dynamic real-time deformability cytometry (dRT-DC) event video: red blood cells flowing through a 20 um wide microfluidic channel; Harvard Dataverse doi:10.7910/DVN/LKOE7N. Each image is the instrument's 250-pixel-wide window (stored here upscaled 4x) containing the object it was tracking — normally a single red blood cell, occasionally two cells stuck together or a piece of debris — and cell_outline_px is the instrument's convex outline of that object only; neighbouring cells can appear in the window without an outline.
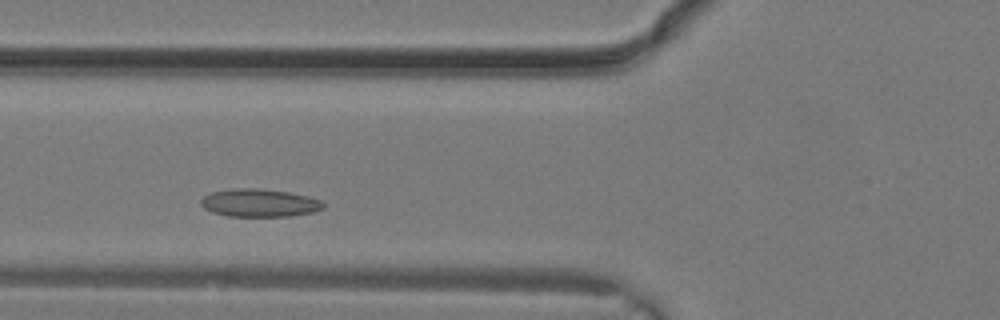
{"species": "common noctule bat (a hibernating species)", "species_latin": "Nyctalus noctula", "temperature_condition": "warm", "stored_images_in_passage": 12, "camera_frame_rate_fps": 3000, "um_per_image_px": 0.085, "animal": {"sex": "male", "body_mass_g": 19.2, "forearm_length_mm": 51.8}, "frame": {"image": 1, "passage_image": 5, "time_ms": 1.333, "image_size_px": [1000, 320], "cell_outline_px": [[324, 208], [312, 212], [288, 216], [228, 216], [212, 212], [204, 208], [200, 204], [200, 200], [204, 196], [212, 192], [236, 188], [256, 188], [288, 192], [308, 196], [320, 200], [324, 204]], "centroid_in_image_um": [22.03, 17.24], "position_along_channel_um": 103.8, "area_um2": 19.77}}
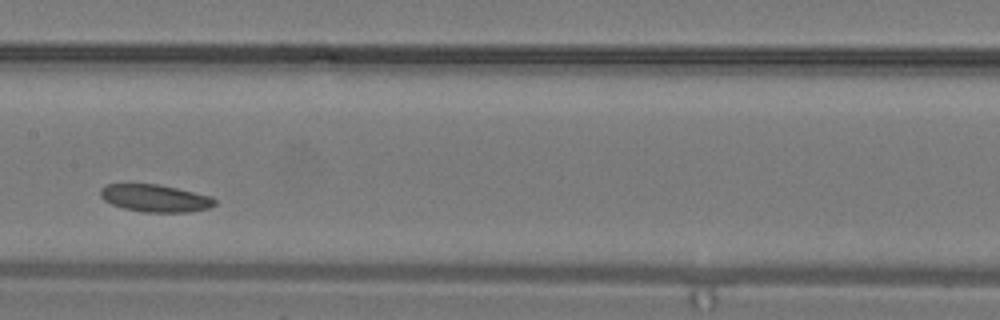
{"frame": {"image": 2, "passage_image": 9, "time_ms": 2.667, "image_size_px": [1000, 320], "cell_outline_px": [[216, 204], [208, 208], [192, 212], [144, 212], [124, 208], [112, 204], [104, 200], [100, 196], [100, 188], [108, 184], [160, 184], [212, 196], [216, 200]], "centroid_in_image_um": [13.21, 16.84], "position_along_channel_um": 194.2, "area_um2": 18.32}}
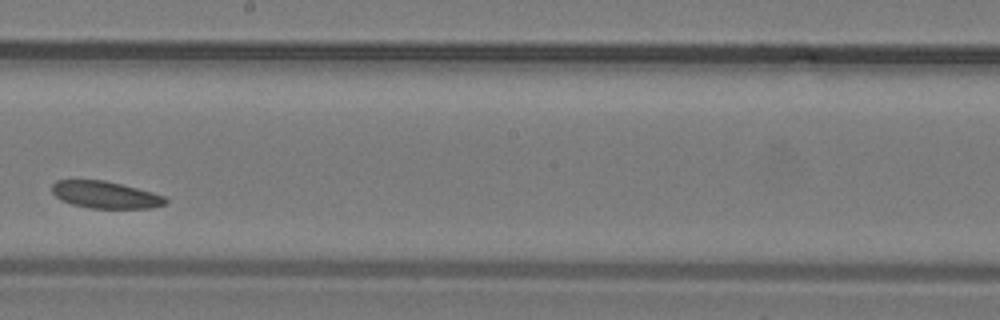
{"frame": {"image": 3, "passage_image": 11, "time_ms": 3.333, "image_size_px": [1000, 320], "cell_outline_px": [[168, 200], [164, 204], [152, 208], [88, 208], [72, 204], [60, 200], [52, 192], [52, 184], [56, 180], [104, 180], [152, 192], [164, 196]], "centroid_in_image_um": [8.93, 16.56], "position_along_channel_um": 239.3, "area_um2": 17.8}}